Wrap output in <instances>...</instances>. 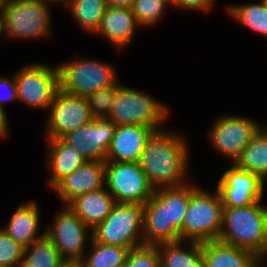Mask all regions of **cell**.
<instances>
[{
    "label": "cell",
    "instance_id": "cell-17",
    "mask_svg": "<svg viewBox=\"0 0 267 267\" xmlns=\"http://www.w3.org/2000/svg\"><path fill=\"white\" fill-rule=\"evenodd\" d=\"M155 130L143 125H117L106 162H139L147 140Z\"/></svg>",
    "mask_w": 267,
    "mask_h": 267
},
{
    "label": "cell",
    "instance_id": "cell-19",
    "mask_svg": "<svg viewBox=\"0 0 267 267\" xmlns=\"http://www.w3.org/2000/svg\"><path fill=\"white\" fill-rule=\"evenodd\" d=\"M138 26L131 8L107 7L95 35L106 38L117 50L123 51L132 43Z\"/></svg>",
    "mask_w": 267,
    "mask_h": 267
},
{
    "label": "cell",
    "instance_id": "cell-28",
    "mask_svg": "<svg viewBox=\"0 0 267 267\" xmlns=\"http://www.w3.org/2000/svg\"><path fill=\"white\" fill-rule=\"evenodd\" d=\"M23 260L35 267H65L68 265L46 234L25 248Z\"/></svg>",
    "mask_w": 267,
    "mask_h": 267
},
{
    "label": "cell",
    "instance_id": "cell-25",
    "mask_svg": "<svg viewBox=\"0 0 267 267\" xmlns=\"http://www.w3.org/2000/svg\"><path fill=\"white\" fill-rule=\"evenodd\" d=\"M63 7H67L77 27L93 35L100 27L107 5L105 0H67Z\"/></svg>",
    "mask_w": 267,
    "mask_h": 267
},
{
    "label": "cell",
    "instance_id": "cell-20",
    "mask_svg": "<svg viewBox=\"0 0 267 267\" xmlns=\"http://www.w3.org/2000/svg\"><path fill=\"white\" fill-rule=\"evenodd\" d=\"M44 141L48 147L46 169L50 172L47 186L53 189L63 178L84 164L87 159L61 138L45 139Z\"/></svg>",
    "mask_w": 267,
    "mask_h": 267
},
{
    "label": "cell",
    "instance_id": "cell-8",
    "mask_svg": "<svg viewBox=\"0 0 267 267\" xmlns=\"http://www.w3.org/2000/svg\"><path fill=\"white\" fill-rule=\"evenodd\" d=\"M96 242L134 249L145 245L143 205L115 203L108 216L92 229Z\"/></svg>",
    "mask_w": 267,
    "mask_h": 267
},
{
    "label": "cell",
    "instance_id": "cell-21",
    "mask_svg": "<svg viewBox=\"0 0 267 267\" xmlns=\"http://www.w3.org/2000/svg\"><path fill=\"white\" fill-rule=\"evenodd\" d=\"M203 267H255L259 258L252 252L212 240L202 243Z\"/></svg>",
    "mask_w": 267,
    "mask_h": 267
},
{
    "label": "cell",
    "instance_id": "cell-14",
    "mask_svg": "<svg viewBox=\"0 0 267 267\" xmlns=\"http://www.w3.org/2000/svg\"><path fill=\"white\" fill-rule=\"evenodd\" d=\"M229 165L216 185L223 207H245L264 200L266 183L254 173Z\"/></svg>",
    "mask_w": 267,
    "mask_h": 267
},
{
    "label": "cell",
    "instance_id": "cell-16",
    "mask_svg": "<svg viewBox=\"0 0 267 267\" xmlns=\"http://www.w3.org/2000/svg\"><path fill=\"white\" fill-rule=\"evenodd\" d=\"M106 161H86L63 178L53 189L62 205H68L77 196L105 187Z\"/></svg>",
    "mask_w": 267,
    "mask_h": 267
},
{
    "label": "cell",
    "instance_id": "cell-35",
    "mask_svg": "<svg viewBox=\"0 0 267 267\" xmlns=\"http://www.w3.org/2000/svg\"><path fill=\"white\" fill-rule=\"evenodd\" d=\"M8 114L6 113L5 108H3L0 105V139L3 140L6 139L8 137V132H10V122L8 120Z\"/></svg>",
    "mask_w": 267,
    "mask_h": 267
},
{
    "label": "cell",
    "instance_id": "cell-33",
    "mask_svg": "<svg viewBox=\"0 0 267 267\" xmlns=\"http://www.w3.org/2000/svg\"><path fill=\"white\" fill-rule=\"evenodd\" d=\"M216 0H171L173 7L188 11L209 12L214 6ZM214 5V6H213Z\"/></svg>",
    "mask_w": 267,
    "mask_h": 267
},
{
    "label": "cell",
    "instance_id": "cell-24",
    "mask_svg": "<svg viewBox=\"0 0 267 267\" xmlns=\"http://www.w3.org/2000/svg\"><path fill=\"white\" fill-rule=\"evenodd\" d=\"M233 164L258 175L267 183V132L262 127L253 135L250 143Z\"/></svg>",
    "mask_w": 267,
    "mask_h": 267
},
{
    "label": "cell",
    "instance_id": "cell-27",
    "mask_svg": "<svg viewBox=\"0 0 267 267\" xmlns=\"http://www.w3.org/2000/svg\"><path fill=\"white\" fill-rule=\"evenodd\" d=\"M89 249L91 251L85 253L83 260L78 264L79 267H123L130 251L121 246L96 242L93 238Z\"/></svg>",
    "mask_w": 267,
    "mask_h": 267
},
{
    "label": "cell",
    "instance_id": "cell-37",
    "mask_svg": "<svg viewBox=\"0 0 267 267\" xmlns=\"http://www.w3.org/2000/svg\"><path fill=\"white\" fill-rule=\"evenodd\" d=\"M4 36L5 38V33H4V22H3V17L0 13V38Z\"/></svg>",
    "mask_w": 267,
    "mask_h": 267
},
{
    "label": "cell",
    "instance_id": "cell-3",
    "mask_svg": "<svg viewBox=\"0 0 267 267\" xmlns=\"http://www.w3.org/2000/svg\"><path fill=\"white\" fill-rule=\"evenodd\" d=\"M218 240L267 259V207L262 200L245 207H223Z\"/></svg>",
    "mask_w": 267,
    "mask_h": 267
},
{
    "label": "cell",
    "instance_id": "cell-36",
    "mask_svg": "<svg viewBox=\"0 0 267 267\" xmlns=\"http://www.w3.org/2000/svg\"><path fill=\"white\" fill-rule=\"evenodd\" d=\"M107 7L131 8L135 0H105Z\"/></svg>",
    "mask_w": 267,
    "mask_h": 267
},
{
    "label": "cell",
    "instance_id": "cell-29",
    "mask_svg": "<svg viewBox=\"0 0 267 267\" xmlns=\"http://www.w3.org/2000/svg\"><path fill=\"white\" fill-rule=\"evenodd\" d=\"M171 0H135L131 9L139 27L157 25L166 13Z\"/></svg>",
    "mask_w": 267,
    "mask_h": 267
},
{
    "label": "cell",
    "instance_id": "cell-32",
    "mask_svg": "<svg viewBox=\"0 0 267 267\" xmlns=\"http://www.w3.org/2000/svg\"><path fill=\"white\" fill-rule=\"evenodd\" d=\"M125 267H160L157 246L143 245L131 249L127 255Z\"/></svg>",
    "mask_w": 267,
    "mask_h": 267
},
{
    "label": "cell",
    "instance_id": "cell-15",
    "mask_svg": "<svg viewBox=\"0 0 267 267\" xmlns=\"http://www.w3.org/2000/svg\"><path fill=\"white\" fill-rule=\"evenodd\" d=\"M116 126L108 117L93 118L61 139L88 161H106Z\"/></svg>",
    "mask_w": 267,
    "mask_h": 267
},
{
    "label": "cell",
    "instance_id": "cell-18",
    "mask_svg": "<svg viewBox=\"0 0 267 267\" xmlns=\"http://www.w3.org/2000/svg\"><path fill=\"white\" fill-rule=\"evenodd\" d=\"M14 210L7 225H4L2 229L16 242L26 248L46 234L45 228H43L44 231L38 232L41 228L42 217L37 201L27 200Z\"/></svg>",
    "mask_w": 267,
    "mask_h": 267
},
{
    "label": "cell",
    "instance_id": "cell-1",
    "mask_svg": "<svg viewBox=\"0 0 267 267\" xmlns=\"http://www.w3.org/2000/svg\"><path fill=\"white\" fill-rule=\"evenodd\" d=\"M188 139L175 129L155 131L147 140L139 165L154 189L189 183Z\"/></svg>",
    "mask_w": 267,
    "mask_h": 267
},
{
    "label": "cell",
    "instance_id": "cell-26",
    "mask_svg": "<svg viewBox=\"0 0 267 267\" xmlns=\"http://www.w3.org/2000/svg\"><path fill=\"white\" fill-rule=\"evenodd\" d=\"M226 10L230 18L267 40V5L263 0L258 3L229 4Z\"/></svg>",
    "mask_w": 267,
    "mask_h": 267
},
{
    "label": "cell",
    "instance_id": "cell-7",
    "mask_svg": "<svg viewBox=\"0 0 267 267\" xmlns=\"http://www.w3.org/2000/svg\"><path fill=\"white\" fill-rule=\"evenodd\" d=\"M87 57L80 56L57 64L61 90L87 97L95 91L113 85L119 79L116 66Z\"/></svg>",
    "mask_w": 267,
    "mask_h": 267
},
{
    "label": "cell",
    "instance_id": "cell-40",
    "mask_svg": "<svg viewBox=\"0 0 267 267\" xmlns=\"http://www.w3.org/2000/svg\"><path fill=\"white\" fill-rule=\"evenodd\" d=\"M52 3H54L55 5L57 4H60V5H62V4H64L67 0H50Z\"/></svg>",
    "mask_w": 267,
    "mask_h": 267
},
{
    "label": "cell",
    "instance_id": "cell-5",
    "mask_svg": "<svg viewBox=\"0 0 267 267\" xmlns=\"http://www.w3.org/2000/svg\"><path fill=\"white\" fill-rule=\"evenodd\" d=\"M214 191L209 192L190 182V200L181 227V241L203 243L218 240L223 203L218 190Z\"/></svg>",
    "mask_w": 267,
    "mask_h": 267
},
{
    "label": "cell",
    "instance_id": "cell-4",
    "mask_svg": "<svg viewBox=\"0 0 267 267\" xmlns=\"http://www.w3.org/2000/svg\"><path fill=\"white\" fill-rule=\"evenodd\" d=\"M50 0H0L6 39H45L52 35Z\"/></svg>",
    "mask_w": 267,
    "mask_h": 267
},
{
    "label": "cell",
    "instance_id": "cell-2",
    "mask_svg": "<svg viewBox=\"0 0 267 267\" xmlns=\"http://www.w3.org/2000/svg\"><path fill=\"white\" fill-rule=\"evenodd\" d=\"M190 200V182L178 187L155 189L143 205V239L145 245L181 240V227Z\"/></svg>",
    "mask_w": 267,
    "mask_h": 267
},
{
    "label": "cell",
    "instance_id": "cell-10",
    "mask_svg": "<svg viewBox=\"0 0 267 267\" xmlns=\"http://www.w3.org/2000/svg\"><path fill=\"white\" fill-rule=\"evenodd\" d=\"M62 208L54 215L51 224H47L46 235L52 240L68 265H78L84 258L87 246L93 236L88 227L69 207Z\"/></svg>",
    "mask_w": 267,
    "mask_h": 267
},
{
    "label": "cell",
    "instance_id": "cell-41",
    "mask_svg": "<svg viewBox=\"0 0 267 267\" xmlns=\"http://www.w3.org/2000/svg\"><path fill=\"white\" fill-rule=\"evenodd\" d=\"M65 267H79V265H67Z\"/></svg>",
    "mask_w": 267,
    "mask_h": 267
},
{
    "label": "cell",
    "instance_id": "cell-11",
    "mask_svg": "<svg viewBox=\"0 0 267 267\" xmlns=\"http://www.w3.org/2000/svg\"><path fill=\"white\" fill-rule=\"evenodd\" d=\"M261 125L250 117L220 114L211 124L207 136L211 148L234 163Z\"/></svg>",
    "mask_w": 267,
    "mask_h": 267
},
{
    "label": "cell",
    "instance_id": "cell-23",
    "mask_svg": "<svg viewBox=\"0 0 267 267\" xmlns=\"http://www.w3.org/2000/svg\"><path fill=\"white\" fill-rule=\"evenodd\" d=\"M160 267H203L202 243L176 241L156 245Z\"/></svg>",
    "mask_w": 267,
    "mask_h": 267
},
{
    "label": "cell",
    "instance_id": "cell-38",
    "mask_svg": "<svg viewBox=\"0 0 267 267\" xmlns=\"http://www.w3.org/2000/svg\"><path fill=\"white\" fill-rule=\"evenodd\" d=\"M264 260L266 261L267 259H258L255 267H264L265 266L263 262ZM265 267H267V265Z\"/></svg>",
    "mask_w": 267,
    "mask_h": 267
},
{
    "label": "cell",
    "instance_id": "cell-39",
    "mask_svg": "<svg viewBox=\"0 0 267 267\" xmlns=\"http://www.w3.org/2000/svg\"><path fill=\"white\" fill-rule=\"evenodd\" d=\"M17 267H35V266H31L29 264H27L24 260H22Z\"/></svg>",
    "mask_w": 267,
    "mask_h": 267
},
{
    "label": "cell",
    "instance_id": "cell-31",
    "mask_svg": "<svg viewBox=\"0 0 267 267\" xmlns=\"http://www.w3.org/2000/svg\"><path fill=\"white\" fill-rule=\"evenodd\" d=\"M25 247L0 227V267H17L23 260Z\"/></svg>",
    "mask_w": 267,
    "mask_h": 267
},
{
    "label": "cell",
    "instance_id": "cell-42",
    "mask_svg": "<svg viewBox=\"0 0 267 267\" xmlns=\"http://www.w3.org/2000/svg\"><path fill=\"white\" fill-rule=\"evenodd\" d=\"M261 127L267 132V125L266 126L261 125Z\"/></svg>",
    "mask_w": 267,
    "mask_h": 267
},
{
    "label": "cell",
    "instance_id": "cell-34",
    "mask_svg": "<svg viewBox=\"0 0 267 267\" xmlns=\"http://www.w3.org/2000/svg\"><path fill=\"white\" fill-rule=\"evenodd\" d=\"M5 91V92H4ZM17 100L14 74L11 77L0 76V105L4 108L5 102Z\"/></svg>",
    "mask_w": 267,
    "mask_h": 267
},
{
    "label": "cell",
    "instance_id": "cell-30",
    "mask_svg": "<svg viewBox=\"0 0 267 267\" xmlns=\"http://www.w3.org/2000/svg\"><path fill=\"white\" fill-rule=\"evenodd\" d=\"M116 90L117 81L113 85L95 91L86 97L93 118L109 116Z\"/></svg>",
    "mask_w": 267,
    "mask_h": 267
},
{
    "label": "cell",
    "instance_id": "cell-22",
    "mask_svg": "<svg viewBox=\"0 0 267 267\" xmlns=\"http://www.w3.org/2000/svg\"><path fill=\"white\" fill-rule=\"evenodd\" d=\"M106 187L77 196L68 205L91 229H94L111 212L115 204Z\"/></svg>",
    "mask_w": 267,
    "mask_h": 267
},
{
    "label": "cell",
    "instance_id": "cell-6",
    "mask_svg": "<svg viewBox=\"0 0 267 267\" xmlns=\"http://www.w3.org/2000/svg\"><path fill=\"white\" fill-rule=\"evenodd\" d=\"M117 80V90L108 118L116 125H143L155 131L163 129L162 123L170 116V108L164 102Z\"/></svg>",
    "mask_w": 267,
    "mask_h": 267
},
{
    "label": "cell",
    "instance_id": "cell-13",
    "mask_svg": "<svg viewBox=\"0 0 267 267\" xmlns=\"http://www.w3.org/2000/svg\"><path fill=\"white\" fill-rule=\"evenodd\" d=\"M48 112L44 125L45 139L62 138L93 119L86 97L70 94L61 89L57 91Z\"/></svg>",
    "mask_w": 267,
    "mask_h": 267
},
{
    "label": "cell",
    "instance_id": "cell-12",
    "mask_svg": "<svg viewBox=\"0 0 267 267\" xmlns=\"http://www.w3.org/2000/svg\"><path fill=\"white\" fill-rule=\"evenodd\" d=\"M105 187L116 203L144 205L155 191L138 162H106Z\"/></svg>",
    "mask_w": 267,
    "mask_h": 267
},
{
    "label": "cell",
    "instance_id": "cell-9",
    "mask_svg": "<svg viewBox=\"0 0 267 267\" xmlns=\"http://www.w3.org/2000/svg\"><path fill=\"white\" fill-rule=\"evenodd\" d=\"M14 80L17 102L30 109L48 111L60 89L57 65L50 66L42 62L25 64L14 73Z\"/></svg>",
    "mask_w": 267,
    "mask_h": 267
}]
</instances>
